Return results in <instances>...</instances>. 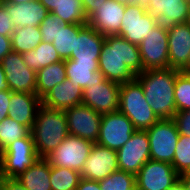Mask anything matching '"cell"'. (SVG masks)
Wrapping results in <instances>:
<instances>
[{"label":"cell","instance_id":"6da1fadb","mask_svg":"<svg viewBox=\"0 0 190 190\" xmlns=\"http://www.w3.org/2000/svg\"><path fill=\"white\" fill-rule=\"evenodd\" d=\"M99 71L105 79L119 84L132 81L143 72L138 45L118 35H108L99 57Z\"/></svg>","mask_w":190,"mask_h":190},{"label":"cell","instance_id":"7a4b0ae2","mask_svg":"<svg viewBox=\"0 0 190 190\" xmlns=\"http://www.w3.org/2000/svg\"><path fill=\"white\" fill-rule=\"evenodd\" d=\"M178 69H148L136 75L141 84L145 99L159 119H173L175 106V79Z\"/></svg>","mask_w":190,"mask_h":190},{"label":"cell","instance_id":"3957f363","mask_svg":"<svg viewBox=\"0 0 190 190\" xmlns=\"http://www.w3.org/2000/svg\"><path fill=\"white\" fill-rule=\"evenodd\" d=\"M31 133L38 156L45 158L69 135L65 110L41 105Z\"/></svg>","mask_w":190,"mask_h":190},{"label":"cell","instance_id":"277c9868","mask_svg":"<svg viewBox=\"0 0 190 190\" xmlns=\"http://www.w3.org/2000/svg\"><path fill=\"white\" fill-rule=\"evenodd\" d=\"M118 111L130 119L136 130H146L159 120L148 105L143 88L136 79L121 84Z\"/></svg>","mask_w":190,"mask_h":190},{"label":"cell","instance_id":"5b68a950","mask_svg":"<svg viewBox=\"0 0 190 190\" xmlns=\"http://www.w3.org/2000/svg\"><path fill=\"white\" fill-rule=\"evenodd\" d=\"M39 158L32 133L15 140L0 153V177L16 178Z\"/></svg>","mask_w":190,"mask_h":190},{"label":"cell","instance_id":"8992f818","mask_svg":"<svg viewBox=\"0 0 190 190\" xmlns=\"http://www.w3.org/2000/svg\"><path fill=\"white\" fill-rule=\"evenodd\" d=\"M146 132L149 136L150 160L172 164L180 135L175 121L159 119Z\"/></svg>","mask_w":190,"mask_h":190},{"label":"cell","instance_id":"52a82bcc","mask_svg":"<svg viewBox=\"0 0 190 190\" xmlns=\"http://www.w3.org/2000/svg\"><path fill=\"white\" fill-rule=\"evenodd\" d=\"M93 145L89 140L68 135L45 159L51 166L69 168L80 173Z\"/></svg>","mask_w":190,"mask_h":190},{"label":"cell","instance_id":"ba28073f","mask_svg":"<svg viewBox=\"0 0 190 190\" xmlns=\"http://www.w3.org/2000/svg\"><path fill=\"white\" fill-rule=\"evenodd\" d=\"M121 22L117 35L135 45H139L156 27L154 18L146 11L144 2L126 5Z\"/></svg>","mask_w":190,"mask_h":190},{"label":"cell","instance_id":"9c48e42d","mask_svg":"<svg viewBox=\"0 0 190 190\" xmlns=\"http://www.w3.org/2000/svg\"><path fill=\"white\" fill-rule=\"evenodd\" d=\"M136 131L130 119L120 111L102 114L97 144L118 150Z\"/></svg>","mask_w":190,"mask_h":190},{"label":"cell","instance_id":"30bf717a","mask_svg":"<svg viewBox=\"0 0 190 190\" xmlns=\"http://www.w3.org/2000/svg\"><path fill=\"white\" fill-rule=\"evenodd\" d=\"M118 168L136 175L150 160L149 136L146 130H136L131 138L117 150Z\"/></svg>","mask_w":190,"mask_h":190},{"label":"cell","instance_id":"8fae6325","mask_svg":"<svg viewBox=\"0 0 190 190\" xmlns=\"http://www.w3.org/2000/svg\"><path fill=\"white\" fill-rule=\"evenodd\" d=\"M178 181L170 163L148 160L136 174V190H170Z\"/></svg>","mask_w":190,"mask_h":190},{"label":"cell","instance_id":"7c38bea8","mask_svg":"<svg viewBox=\"0 0 190 190\" xmlns=\"http://www.w3.org/2000/svg\"><path fill=\"white\" fill-rule=\"evenodd\" d=\"M168 30L154 27L153 32L138 45L143 71L169 68Z\"/></svg>","mask_w":190,"mask_h":190},{"label":"cell","instance_id":"4fadbf2b","mask_svg":"<svg viewBox=\"0 0 190 190\" xmlns=\"http://www.w3.org/2000/svg\"><path fill=\"white\" fill-rule=\"evenodd\" d=\"M69 135L77 136L93 143L99 137L102 114L90 106L79 104L65 110Z\"/></svg>","mask_w":190,"mask_h":190},{"label":"cell","instance_id":"5bb4252c","mask_svg":"<svg viewBox=\"0 0 190 190\" xmlns=\"http://www.w3.org/2000/svg\"><path fill=\"white\" fill-rule=\"evenodd\" d=\"M0 63L10 91L36 94V72L24 63L21 53L12 51Z\"/></svg>","mask_w":190,"mask_h":190},{"label":"cell","instance_id":"9a60e30c","mask_svg":"<svg viewBox=\"0 0 190 190\" xmlns=\"http://www.w3.org/2000/svg\"><path fill=\"white\" fill-rule=\"evenodd\" d=\"M121 84L104 79L83 89L82 104L101 114L118 111Z\"/></svg>","mask_w":190,"mask_h":190},{"label":"cell","instance_id":"2e32d148","mask_svg":"<svg viewBox=\"0 0 190 190\" xmlns=\"http://www.w3.org/2000/svg\"><path fill=\"white\" fill-rule=\"evenodd\" d=\"M144 4L157 27L169 30L179 23L187 22L190 8L188 0H146Z\"/></svg>","mask_w":190,"mask_h":190},{"label":"cell","instance_id":"e0dca14e","mask_svg":"<svg viewBox=\"0 0 190 190\" xmlns=\"http://www.w3.org/2000/svg\"><path fill=\"white\" fill-rule=\"evenodd\" d=\"M119 170L117 151L94 143L83 164L80 177L100 181Z\"/></svg>","mask_w":190,"mask_h":190},{"label":"cell","instance_id":"ac0fdd59","mask_svg":"<svg viewBox=\"0 0 190 190\" xmlns=\"http://www.w3.org/2000/svg\"><path fill=\"white\" fill-rule=\"evenodd\" d=\"M104 35L85 25L75 38L74 50L70 55L75 63H99V57L105 41Z\"/></svg>","mask_w":190,"mask_h":190},{"label":"cell","instance_id":"d6986e66","mask_svg":"<svg viewBox=\"0 0 190 190\" xmlns=\"http://www.w3.org/2000/svg\"><path fill=\"white\" fill-rule=\"evenodd\" d=\"M126 5L107 0L89 19L88 25L104 36L117 35L120 32L121 20L124 17Z\"/></svg>","mask_w":190,"mask_h":190},{"label":"cell","instance_id":"ffe728a7","mask_svg":"<svg viewBox=\"0 0 190 190\" xmlns=\"http://www.w3.org/2000/svg\"><path fill=\"white\" fill-rule=\"evenodd\" d=\"M169 68L182 70L190 58V26L179 23L168 30Z\"/></svg>","mask_w":190,"mask_h":190},{"label":"cell","instance_id":"44dd1931","mask_svg":"<svg viewBox=\"0 0 190 190\" xmlns=\"http://www.w3.org/2000/svg\"><path fill=\"white\" fill-rule=\"evenodd\" d=\"M41 105V99L36 94L11 91L8 117L32 130Z\"/></svg>","mask_w":190,"mask_h":190},{"label":"cell","instance_id":"7402d4cb","mask_svg":"<svg viewBox=\"0 0 190 190\" xmlns=\"http://www.w3.org/2000/svg\"><path fill=\"white\" fill-rule=\"evenodd\" d=\"M83 89L69 79L56 85L42 99V105L51 109L66 110L82 104Z\"/></svg>","mask_w":190,"mask_h":190},{"label":"cell","instance_id":"603a6c76","mask_svg":"<svg viewBox=\"0 0 190 190\" xmlns=\"http://www.w3.org/2000/svg\"><path fill=\"white\" fill-rule=\"evenodd\" d=\"M2 5L7 9L8 14L11 15L15 29L27 26L39 27L49 14L48 10L38 0L21 4L4 2Z\"/></svg>","mask_w":190,"mask_h":190},{"label":"cell","instance_id":"cb8c5ba5","mask_svg":"<svg viewBox=\"0 0 190 190\" xmlns=\"http://www.w3.org/2000/svg\"><path fill=\"white\" fill-rule=\"evenodd\" d=\"M49 13L58 16L67 24L87 25L88 18L85 14L82 0H38Z\"/></svg>","mask_w":190,"mask_h":190},{"label":"cell","instance_id":"d4e9b609","mask_svg":"<svg viewBox=\"0 0 190 190\" xmlns=\"http://www.w3.org/2000/svg\"><path fill=\"white\" fill-rule=\"evenodd\" d=\"M51 165L45 158H39L16 180L27 190H52L50 185Z\"/></svg>","mask_w":190,"mask_h":190},{"label":"cell","instance_id":"484cf974","mask_svg":"<svg viewBox=\"0 0 190 190\" xmlns=\"http://www.w3.org/2000/svg\"><path fill=\"white\" fill-rule=\"evenodd\" d=\"M65 69L67 79L72 84L79 85L85 89L94 82H102L105 77L99 71V63H75L72 59H66Z\"/></svg>","mask_w":190,"mask_h":190},{"label":"cell","instance_id":"4316f807","mask_svg":"<svg viewBox=\"0 0 190 190\" xmlns=\"http://www.w3.org/2000/svg\"><path fill=\"white\" fill-rule=\"evenodd\" d=\"M66 78L64 60L41 68L36 72V95L42 99L56 85L62 83Z\"/></svg>","mask_w":190,"mask_h":190},{"label":"cell","instance_id":"83f0119b","mask_svg":"<svg viewBox=\"0 0 190 190\" xmlns=\"http://www.w3.org/2000/svg\"><path fill=\"white\" fill-rule=\"evenodd\" d=\"M24 63L37 72L52 63L61 61L53 43L42 41L34 50L22 53Z\"/></svg>","mask_w":190,"mask_h":190},{"label":"cell","instance_id":"f1b7e54d","mask_svg":"<svg viewBox=\"0 0 190 190\" xmlns=\"http://www.w3.org/2000/svg\"><path fill=\"white\" fill-rule=\"evenodd\" d=\"M41 42L42 34L38 26L20 27L11 35L12 50L21 54L34 50Z\"/></svg>","mask_w":190,"mask_h":190},{"label":"cell","instance_id":"f546056e","mask_svg":"<svg viewBox=\"0 0 190 190\" xmlns=\"http://www.w3.org/2000/svg\"><path fill=\"white\" fill-rule=\"evenodd\" d=\"M84 26L83 24H66L64 28H59L52 43L62 60L70 59L74 50L75 38Z\"/></svg>","mask_w":190,"mask_h":190},{"label":"cell","instance_id":"4dcf8cb0","mask_svg":"<svg viewBox=\"0 0 190 190\" xmlns=\"http://www.w3.org/2000/svg\"><path fill=\"white\" fill-rule=\"evenodd\" d=\"M31 130L10 117L0 122V153L15 140L25 138Z\"/></svg>","mask_w":190,"mask_h":190},{"label":"cell","instance_id":"1f68e13d","mask_svg":"<svg viewBox=\"0 0 190 190\" xmlns=\"http://www.w3.org/2000/svg\"><path fill=\"white\" fill-rule=\"evenodd\" d=\"M80 179L78 171L51 166L50 185L52 190H75Z\"/></svg>","mask_w":190,"mask_h":190},{"label":"cell","instance_id":"d6a6232c","mask_svg":"<svg viewBox=\"0 0 190 190\" xmlns=\"http://www.w3.org/2000/svg\"><path fill=\"white\" fill-rule=\"evenodd\" d=\"M101 190H136V175L117 170L99 181Z\"/></svg>","mask_w":190,"mask_h":190},{"label":"cell","instance_id":"836d02e7","mask_svg":"<svg viewBox=\"0 0 190 190\" xmlns=\"http://www.w3.org/2000/svg\"><path fill=\"white\" fill-rule=\"evenodd\" d=\"M175 106L178 111L190 110V76L180 72L175 79Z\"/></svg>","mask_w":190,"mask_h":190},{"label":"cell","instance_id":"e575fe53","mask_svg":"<svg viewBox=\"0 0 190 190\" xmlns=\"http://www.w3.org/2000/svg\"><path fill=\"white\" fill-rule=\"evenodd\" d=\"M171 165L179 175L184 174L188 170L190 167V137L179 135Z\"/></svg>","mask_w":190,"mask_h":190},{"label":"cell","instance_id":"d590c367","mask_svg":"<svg viewBox=\"0 0 190 190\" xmlns=\"http://www.w3.org/2000/svg\"><path fill=\"white\" fill-rule=\"evenodd\" d=\"M66 24L67 23L62 22L58 16L49 13L39 25L42 34V41L52 43L59 31V28H64Z\"/></svg>","mask_w":190,"mask_h":190},{"label":"cell","instance_id":"8d00e7d4","mask_svg":"<svg viewBox=\"0 0 190 190\" xmlns=\"http://www.w3.org/2000/svg\"><path fill=\"white\" fill-rule=\"evenodd\" d=\"M173 120L177 125L178 133L190 137V110L176 112Z\"/></svg>","mask_w":190,"mask_h":190},{"label":"cell","instance_id":"74e56055","mask_svg":"<svg viewBox=\"0 0 190 190\" xmlns=\"http://www.w3.org/2000/svg\"><path fill=\"white\" fill-rule=\"evenodd\" d=\"M15 31L12 23L11 15L8 14L7 9L0 4V35L11 36Z\"/></svg>","mask_w":190,"mask_h":190},{"label":"cell","instance_id":"f35d334b","mask_svg":"<svg viewBox=\"0 0 190 190\" xmlns=\"http://www.w3.org/2000/svg\"><path fill=\"white\" fill-rule=\"evenodd\" d=\"M11 91H0V122L8 117V108L10 104Z\"/></svg>","mask_w":190,"mask_h":190},{"label":"cell","instance_id":"ab89813d","mask_svg":"<svg viewBox=\"0 0 190 190\" xmlns=\"http://www.w3.org/2000/svg\"><path fill=\"white\" fill-rule=\"evenodd\" d=\"M106 1L107 0H82V5L87 18L89 19Z\"/></svg>","mask_w":190,"mask_h":190},{"label":"cell","instance_id":"60d3db41","mask_svg":"<svg viewBox=\"0 0 190 190\" xmlns=\"http://www.w3.org/2000/svg\"><path fill=\"white\" fill-rule=\"evenodd\" d=\"M1 190H27L16 178L1 177Z\"/></svg>","mask_w":190,"mask_h":190},{"label":"cell","instance_id":"b9f144b4","mask_svg":"<svg viewBox=\"0 0 190 190\" xmlns=\"http://www.w3.org/2000/svg\"><path fill=\"white\" fill-rule=\"evenodd\" d=\"M11 36L0 35V62L10 52H12Z\"/></svg>","mask_w":190,"mask_h":190},{"label":"cell","instance_id":"7bdbcfd3","mask_svg":"<svg viewBox=\"0 0 190 190\" xmlns=\"http://www.w3.org/2000/svg\"><path fill=\"white\" fill-rule=\"evenodd\" d=\"M75 190H101L99 181L81 178Z\"/></svg>","mask_w":190,"mask_h":190},{"label":"cell","instance_id":"ee69618b","mask_svg":"<svg viewBox=\"0 0 190 190\" xmlns=\"http://www.w3.org/2000/svg\"><path fill=\"white\" fill-rule=\"evenodd\" d=\"M4 90H10V89H9L8 83L6 82V76H5L4 70L0 63V91H4Z\"/></svg>","mask_w":190,"mask_h":190},{"label":"cell","instance_id":"f6af8a7d","mask_svg":"<svg viewBox=\"0 0 190 190\" xmlns=\"http://www.w3.org/2000/svg\"><path fill=\"white\" fill-rule=\"evenodd\" d=\"M179 180L182 182L186 190H190V177L189 176H179Z\"/></svg>","mask_w":190,"mask_h":190},{"label":"cell","instance_id":"bcb514c9","mask_svg":"<svg viewBox=\"0 0 190 190\" xmlns=\"http://www.w3.org/2000/svg\"><path fill=\"white\" fill-rule=\"evenodd\" d=\"M115 1L124 5L136 4L140 2L139 0H115Z\"/></svg>","mask_w":190,"mask_h":190},{"label":"cell","instance_id":"7dc6e473","mask_svg":"<svg viewBox=\"0 0 190 190\" xmlns=\"http://www.w3.org/2000/svg\"><path fill=\"white\" fill-rule=\"evenodd\" d=\"M170 190H186L182 182L179 180Z\"/></svg>","mask_w":190,"mask_h":190},{"label":"cell","instance_id":"c3c4849f","mask_svg":"<svg viewBox=\"0 0 190 190\" xmlns=\"http://www.w3.org/2000/svg\"><path fill=\"white\" fill-rule=\"evenodd\" d=\"M34 0H5V2L13 3V4H21V3H26V2H31Z\"/></svg>","mask_w":190,"mask_h":190},{"label":"cell","instance_id":"681fc988","mask_svg":"<svg viewBox=\"0 0 190 190\" xmlns=\"http://www.w3.org/2000/svg\"><path fill=\"white\" fill-rule=\"evenodd\" d=\"M181 72H190V58L187 65L181 70Z\"/></svg>","mask_w":190,"mask_h":190},{"label":"cell","instance_id":"f907efd6","mask_svg":"<svg viewBox=\"0 0 190 190\" xmlns=\"http://www.w3.org/2000/svg\"><path fill=\"white\" fill-rule=\"evenodd\" d=\"M179 176H189L190 177V167L188 168V170L184 174L179 175Z\"/></svg>","mask_w":190,"mask_h":190},{"label":"cell","instance_id":"816d5d0a","mask_svg":"<svg viewBox=\"0 0 190 190\" xmlns=\"http://www.w3.org/2000/svg\"><path fill=\"white\" fill-rule=\"evenodd\" d=\"M187 23H188V25L190 26V8H189V14H188Z\"/></svg>","mask_w":190,"mask_h":190},{"label":"cell","instance_id":"f5cc1de1","mask_svg":"<svg viewBox=\"0 0 190 190\" xmlns=\"http://www.w3.org/2000/svg\"><path fill=\"white\" fill-rule=\"evenodd\" d=\"M5 2V0H0V4H3Z\"/></svg>","mask_w":190,"mask_h":190}]
</instances>
